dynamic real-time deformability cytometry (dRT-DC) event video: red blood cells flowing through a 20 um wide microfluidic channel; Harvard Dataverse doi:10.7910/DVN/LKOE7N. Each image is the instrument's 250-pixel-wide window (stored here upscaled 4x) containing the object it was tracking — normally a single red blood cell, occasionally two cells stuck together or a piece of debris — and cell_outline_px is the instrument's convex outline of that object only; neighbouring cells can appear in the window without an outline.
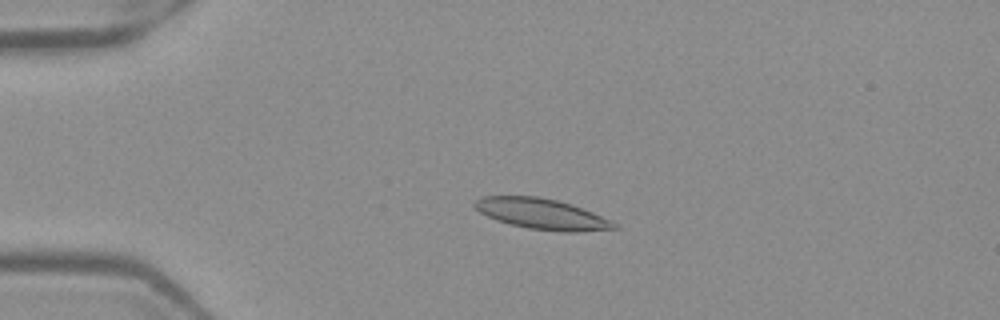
{"species": "Egyptian fruit bat (a non-hibernating species)", "species_latin": "Rousettus aegyptiacus", "temperature_condition": "warm", "stored_images_in_passage": 52, "camera_frame_rate_fps": 3000, "um_per_image_px": 0.085, "frame": {"image": 1, "passage_image": 13, "time_ms": 4.0, "image_size_px": [1000, 320], "cell_outline_px": [[620, 228], [576, 232], [564, 232], [528, 228], [496, 220], [480, 212], [472, 204], [480, 196], [536, 196], [556, 200], [572, 204], [592, 212], [616, 224]], "centroid_in_image_um": [46.03, 18.18], "position_along_channel_um": 39.0, "area_um2": 24.62}}
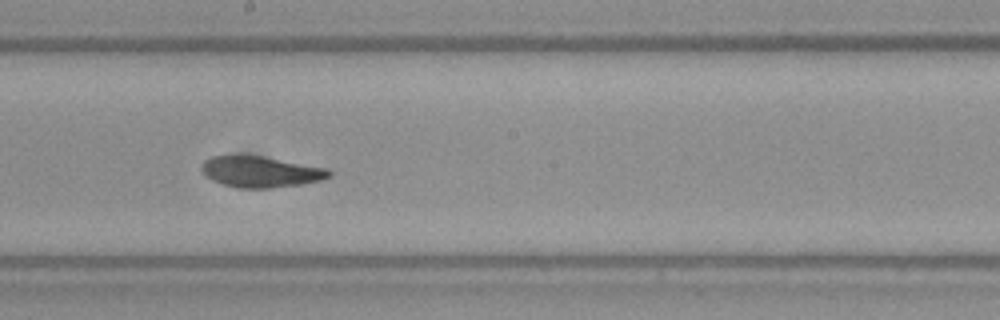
{"frame": {"image": 2, "passage_image": 30, "time_ms": 9.667, "image_size_px": [1000, 320], "cell_outline_px": [[332, 176], [320, 180], [300, 184], [272, 188], [240, 188], [224, 184], [212, 180], [204, 176], [200, 168], [204, 160], [212, 156], [264, 156], [328, 168], [332, 172]], "centroid_in_image_um": [22.16, 14.6], "position_along_channel_um": 226.0, "area_um2": 23.06}}
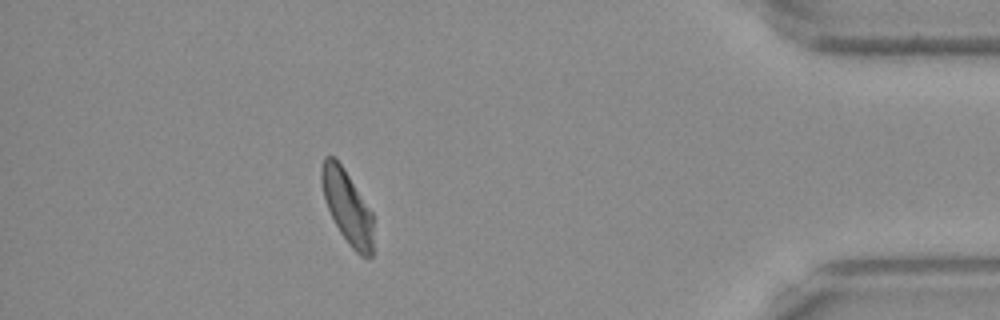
{"frame": {"image": 3, "passage_image": 47, "time_ms": 15.333, "image_size_px": [1000, 320], "cell_outline_px": [[372, 256], [360, 256], [348, 244], [340, 232], [328, 208], [324, 196], [320, 180], [320, 168], [324, 156], [332, 156], [344, 168], [372, 212]], "centroid_in_image_um": [29.49, 17.56], "position_along_channel_um": 405.7, "area_um2": 21.79}, "authors_computed_cell_mechanics": {"area_um2": 23.1778, "velocity_mm_per_s": 3.9538, "shape_relaxation_time_tau1_ms": null, "shape_relaxation_time_tau2_ms": 5.135, "deformation_change_tau1": null, "deformation_change_tau2": 0.1216}}